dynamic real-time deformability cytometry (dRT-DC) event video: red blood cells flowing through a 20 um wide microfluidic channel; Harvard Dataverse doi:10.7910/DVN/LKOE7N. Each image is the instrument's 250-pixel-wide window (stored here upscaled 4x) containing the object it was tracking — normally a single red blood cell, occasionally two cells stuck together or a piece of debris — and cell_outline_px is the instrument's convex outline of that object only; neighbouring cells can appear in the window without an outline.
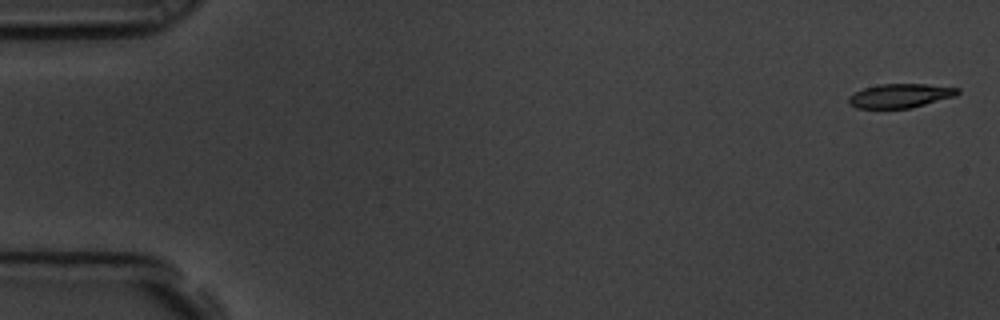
{"species": "common noctule bat (a hibernating species)", "species_latin": "Nyctalus noctula", "temperature_condition": "room temperature", "stored_images_in_passage": 7, "camera_frame_rate_fps": 3000, "um_per_image_px": 0.085, "animal": {"sex": "male", "body_mass_g": 19.5, "forearm_length_mm": 54.6}, "frame": {"image": 1, "passage_image": 1, "time_ms": 0.0, "image_size_px": [1000, 320], "cell_outline_px": [[960, 92], [956, 96], [908, 108], [856, 108], [848, 104], [848, 96], [864, 88], [880, 84], [924, 84], [960, 88]], "centroid_in_image_um": [76.5, 8.13], "position_along_channel_um": 8.5, "area_um2": 15.14}}
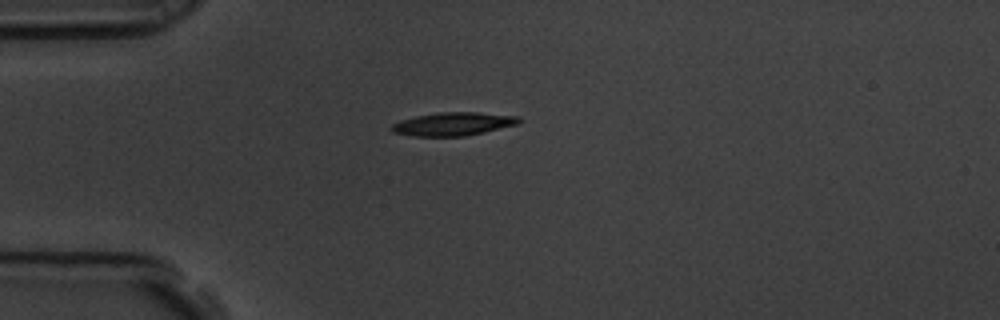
{"frame": {"image": 2, "passage_image": 5, "time_ms": 1.333, "image_size_px": [1000, 320], "cell_outline_px": [[520, 120], [516, 124], [484, 132], [464, 136], [416, 136], [392, 132], [388, 128], [392, 124], [400, 120], [416, 116], [440, 112], [476, 112], [520, 116]], "centroid_in_image_um": [38.48, 10.53], "position_along_channel_um": 46.5, "area_um2": 17.17}}